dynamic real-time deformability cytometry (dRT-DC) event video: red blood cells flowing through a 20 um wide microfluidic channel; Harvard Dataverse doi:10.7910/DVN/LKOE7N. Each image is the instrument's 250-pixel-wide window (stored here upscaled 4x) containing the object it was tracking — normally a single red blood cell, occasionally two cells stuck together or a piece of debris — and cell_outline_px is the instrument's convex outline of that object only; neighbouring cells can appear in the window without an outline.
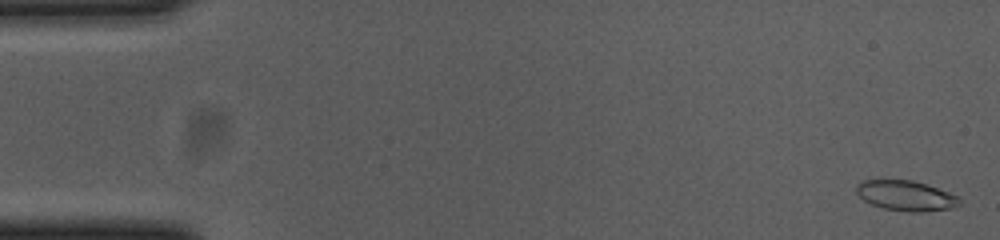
{"species": "common noctule bat (a hibernating species)", "species_latin": "Nyctalus noctula", "temperature_condition": "cold", "stored_images_in_passage": 29, "camera_frame_rate_fps": 3000, "um_per_image_px": 0.085, "animal": {"sex": "female", "body_mass_g": 23.0, "forearm_length_mm": 53.4}, "frame": {"image": 1, "passage_image": 2, "time_ms": 0.333, "image_size_px": [1000, 240], "cell_outline_px": [[960, 204], [948, 208], [920, 212], [908, 212], [884, 208], [872, 204], [864, 200], [856, 192], [856, 184], [864, 180], [912, 180], [960, 196]], "centroid_in_image_um": [76.98, 16.63], "position_along_channel_um": 8.0, "area_um2": 17.86}}
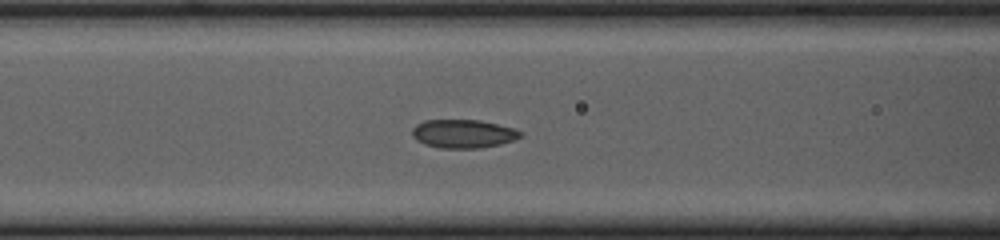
{"frame": {"image": 2, "passage_image": 23, "time_ms": 7.333, "image_size_px": [1000, 240], "cell_outline_px": [[524, 132], [520, 136], [512, 140], [500, 144], [476, 148], [440, 148], [424, 144], [416, 140], [412, 136], [412, 128], [416, 124], [424, 120], [480, 120], [512, 128]], "centroid_in_image_um": [39.32, 11.36], "position_along_channel_um": 127.3, "area_um2": 17.86}}
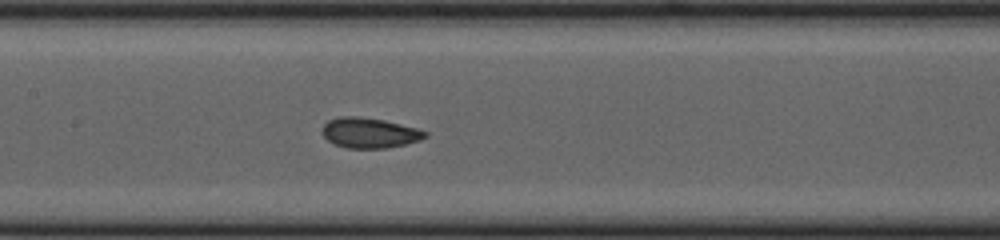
{"frame": {"image": 3, "passage_image": 27, "time_ms": 8.667, "image_size_px": [1000, 240], "cell_outline_px": [[428, 136], [420, 140], [388, 148], [348, 148], [336, 144], [328, 140], [324, 136], [324, 124], [328, 120], [340, 116], [356, 116], [384, 120], [416, 128], [428, 132]], "centroid_in_image_um": [31.43, 11.29], "position_along_channel_um": 176.0, "area_um2": 17.92}}